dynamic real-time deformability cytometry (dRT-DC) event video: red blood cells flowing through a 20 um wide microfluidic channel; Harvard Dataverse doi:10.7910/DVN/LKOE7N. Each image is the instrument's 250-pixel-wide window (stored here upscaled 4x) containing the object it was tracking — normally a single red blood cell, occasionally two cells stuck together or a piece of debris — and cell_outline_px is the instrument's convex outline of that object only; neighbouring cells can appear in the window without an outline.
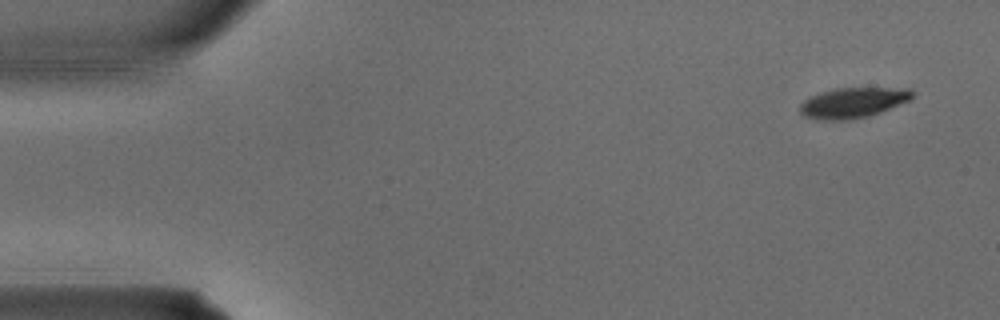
{"species": "common noctule bat (a hibernating species)", "species_latin": "Nyctalus noctula", "temperature_condition": "warm", "stored_images_in_passage": 3, "camera_frame_rate_fps": 3000, "um_per_image_px": 0.085, "animal": {"sex": "male", "body_mass_g": 15.6}, "frame": {"image": 1, "passage_image": 1, "time_ms": 0.0, "image_size_px": [1000, 320], "cell_outline_px": [[916, 96], [912, 100], [880, 112], [868, 116], [844, 120], [816, 120], [804, 116], [800, 112], [800, 104], [804, 100], [812, 96], [836, 88], [908, 88]], "centroid_in_image_um": [72.54, 8.73], "position_along_channel_um": 12.5, "area_um2": 19.83}}
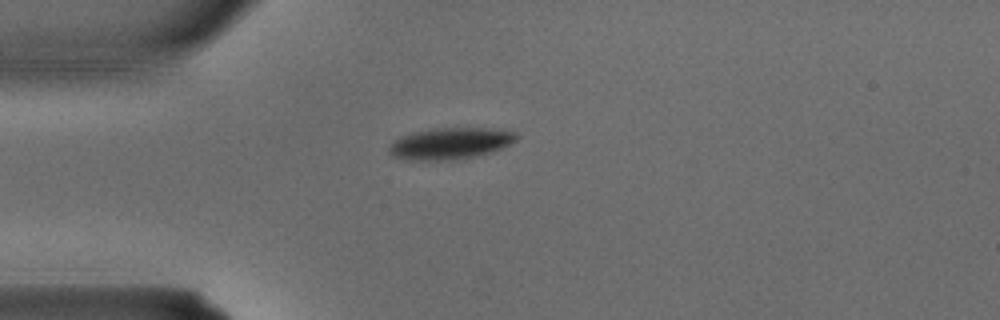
{"frame": {"image": 2, "passage_image": 3, "time_ms": 0.667, "image_size_px": [1000, 320], "cell_outline_px": [[520, 136], [516, 140], [492, 152], [456, 160], [404, 160], [392, 156], [388, 152], [388, 148], [400, 136], [412, 132], [436, 128], [488, 128], [516, 132]], "centroid_in_image_um": [38.25, 12.2], "position_along_channel_um": 46.7, "area_um2": 23.41}}